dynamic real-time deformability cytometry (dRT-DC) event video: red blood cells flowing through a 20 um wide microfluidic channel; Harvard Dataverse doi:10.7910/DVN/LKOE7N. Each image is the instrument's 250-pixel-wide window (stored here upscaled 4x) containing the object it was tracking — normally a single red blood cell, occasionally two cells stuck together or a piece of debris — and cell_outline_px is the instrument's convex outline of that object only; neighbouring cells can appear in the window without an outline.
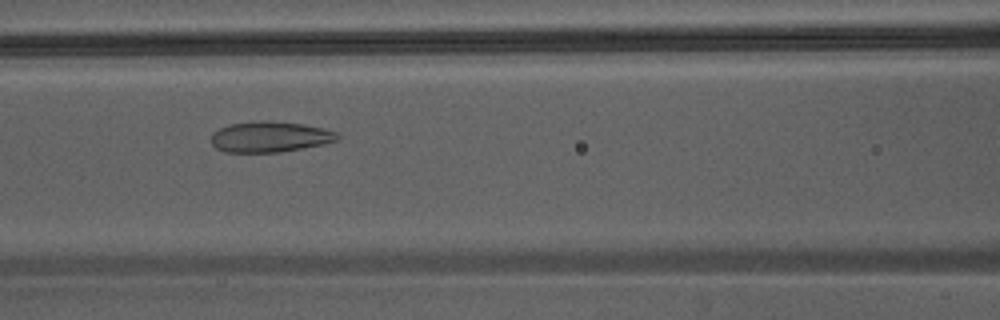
{"species": "Egyptian fruit bat (a non-hibernating species)", "species_latin": "Rousettus aegyptiacus", "temperature_condition": "warm", "stored_images_in_passage": 28, "camera_frame_rate_fps": 3000, "um_per_image_px": 0.085, "animal": {"sex": "male"}, "frame": {"image": 1, "passage_image": 7, "time_ms": 2.0, "image_size_px": [1000, 320], "cell_outline_px": [[340, 140], [324, 144], [280, 152], [224, 152], [216, 148], [212, 144], [212, 132], [228, 124], [264, 120], [268, 120], [304, 124], [324, 128], [336, 132], [340, 136]], "centroid_in_image_um": [22.96, 11.62], "position_along_channel_um": 143.6, "area_um2": 22.77}}
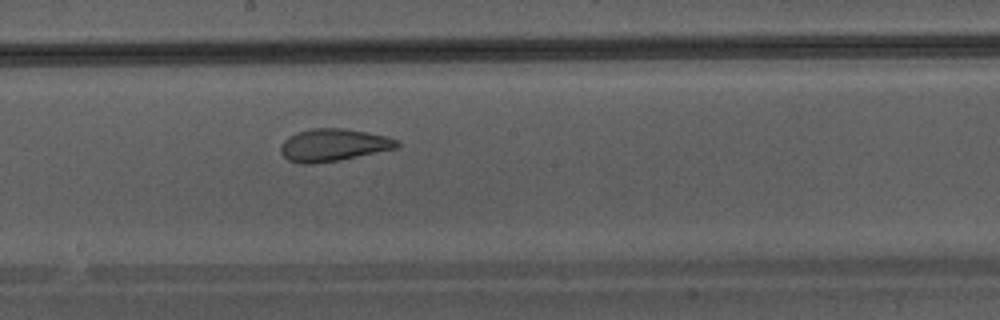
{"frame": {"image": 2, "passage_image": 12, "time_ms": 3.667, "image_size_px": [1000, 320], "cell_outline_px": [[400, 148], [340, 160], [308, 164], [300, 164], [288, 160], [280, 152], [280, 148], [284, 140], [288, 136], [296, 132], [312, 128], [344, 128], [368, 132], [388, 136], [400, 140]], "centroid_in_image_um": [28.38, 12.32], "position_along_channel_um": 219.8, "area_um2": 22.37}}
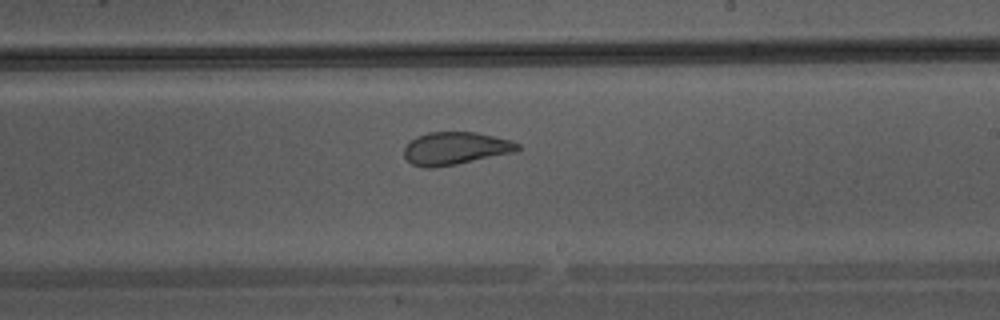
{"frame": {"image": 3, "passage_image": 14, "time_ms": 4.333, "image_size_px": [1000, 320], "cell_outline_px": [[520, 148], [516, 152], [456, 164], [432, 168], [424, 168], [412, 164], [404, 156], [404, 148], [416, 136], [428, 132], [476, 132], [512, 140], [520, 144]], "centroid_in_image_um": [38.73, 12.61], "position_along_channel_um": 250.3, "area_um2": 21.68}}